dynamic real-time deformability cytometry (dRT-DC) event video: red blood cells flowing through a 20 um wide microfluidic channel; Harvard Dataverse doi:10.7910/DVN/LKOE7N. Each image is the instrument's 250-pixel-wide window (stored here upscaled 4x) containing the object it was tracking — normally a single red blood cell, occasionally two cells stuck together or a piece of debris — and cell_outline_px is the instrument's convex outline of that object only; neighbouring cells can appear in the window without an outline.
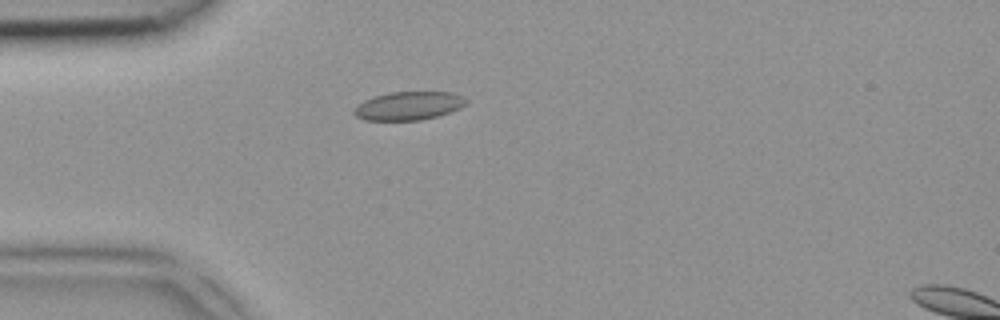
{"species": "common noctule bat (a hibernating species)", "species_latin": "Nyctalus noctula", "temperature_condition": "room temperature", "stored_images_in_passage": 4, "segment_of_instrument_passage": [1, 2], "camera_frame_rate_fps": 3000, "um_per_image_px": 0.085, "animal": {"sex": "female", "body_mass_g": 18.4}, "frame": {"image": 1, "passage_image": 3, "time_ms": 0.667, "image_size_px": [1000, 320], "cell_outline_px": [[468, 104], [460, 108], [436, 116], [420, 120], [364, 120], [356, 116], [352, 112], [352, 108], [356, 104], [372, 96], [388, 92], [452, 92], [464, 96], [468, 100]], "centroid_in_image_um": [34.7, 8.98], "position_along_channel_um": 50.3, "area_um2": 18.84}}